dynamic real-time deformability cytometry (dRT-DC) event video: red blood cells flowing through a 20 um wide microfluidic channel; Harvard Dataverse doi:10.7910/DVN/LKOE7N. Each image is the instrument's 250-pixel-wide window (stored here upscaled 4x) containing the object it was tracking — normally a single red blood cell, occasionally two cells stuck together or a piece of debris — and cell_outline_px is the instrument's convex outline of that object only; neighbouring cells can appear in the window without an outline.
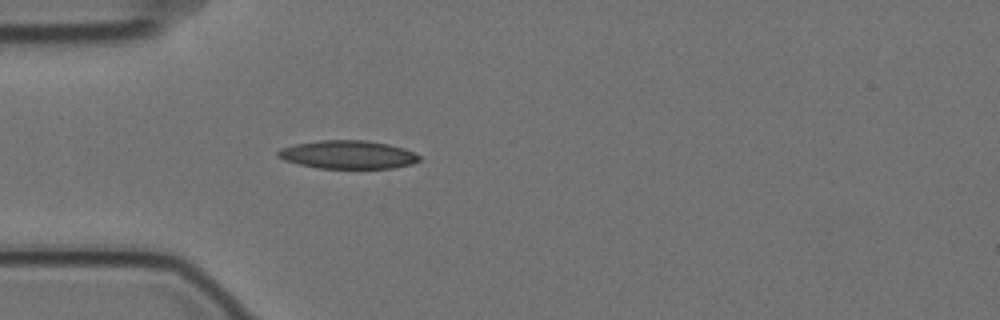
{"species": "Egyptian fruit bat (a non-hibernating species)", "species_latin": "Rousettus aegyptiacus", "temperature_condition": "cold", "stored_images_in_passage": 1, "camera_frame_rate_fps": 3000, "um_per_image_px": 0.085, "animal": {"sex": "female"}, "frame": {"image": 1, "passage_image": 1, "time_ms": 0.0, "image_size_px": [1000, 320], "cell_outline_px": [[420, 160], [412, 164], [392, 168], [320, 168], [300, 164], [284, 160], [276, 156], [276, 152], [280, 148], [296, 144], [320, 140], [368, 140], [388, 144], [404, 148], [420, 156]], "centroid_in_image_um": [29.56, 13.14], "position_along_channel_um": 55.4, "area_um2": 23.24}}